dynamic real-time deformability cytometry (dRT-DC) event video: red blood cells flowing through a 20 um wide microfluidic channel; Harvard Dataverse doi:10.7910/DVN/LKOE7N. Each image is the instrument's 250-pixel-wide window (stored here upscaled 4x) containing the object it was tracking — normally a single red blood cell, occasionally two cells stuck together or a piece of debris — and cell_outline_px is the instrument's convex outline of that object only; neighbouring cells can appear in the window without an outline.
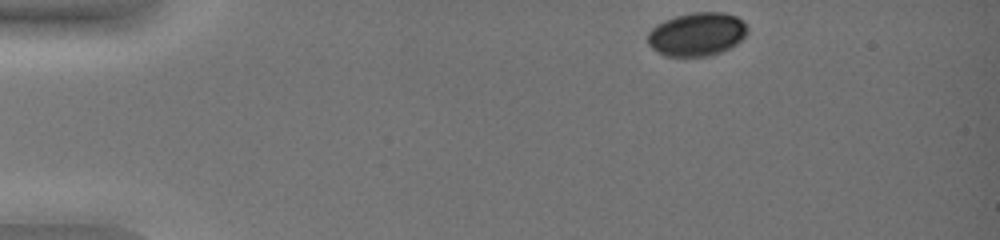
{"species": "common noctule bat (a hibernating species)", "species_latin": "Nyctalus noctula", "temperature_condition": "warm", "stored_images_in_passage": 43, "camera_frame_rate_fps": 3000, "um_per_image_px": 0.085, "animal": {"sex": "female", "body_mass_g": 19.0, "forearm_length_mm": 51.5}, "frame": {"image": 1, "passage_image": 1, "time_ms": 0.0, "image_size_px": [1000, 240], "cell_outline_px": [[748, 32], [736, 44], [720, 52], [708, 56], [664, 56], [656, 52], [648, 44], [648, 32], [656, 24], [664, 20], [676, 16], [692, 12], [724, 12], [736, 16], [744, 20], [748, 28]], "centroid_in_image_um": [59.23, 2.9], "position_along_channel_um": 25.8, "area_um2": 25.43}}
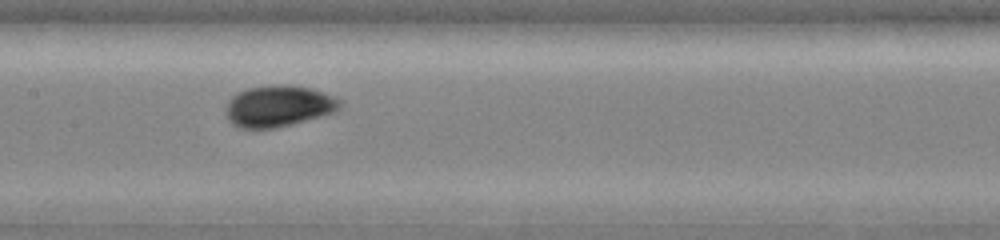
{"frame": {"image": 2, "passage_image": 21, "time_ms": 6.667, "image_size_px": [1000, 240], "cell_outline_px": [[344, 104], [336, 112], [292, 124], [276, 128], [240, 128], [232, 124], [228, 120], [224, 108], [228, 100], [236, 92], [248, 88], [272, 84], [280, 84], [312, 88], [336, 96]], "centroid_in_image_um": [23.68, 9.01], "position_along_channel_um": 183.7, "area_um2": 27.98}}
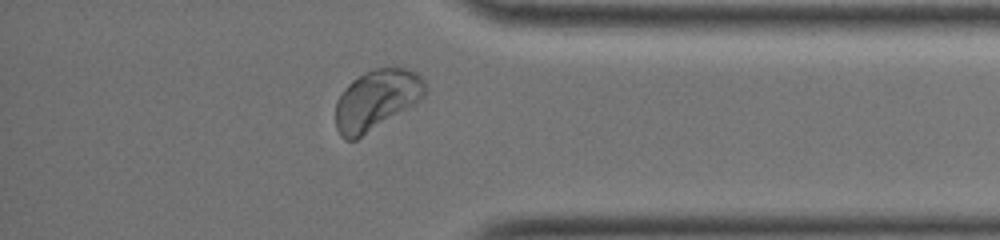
{"frame": {"image": 3, "passage_image": 39, "time_ms": 12.667, "image_size_px": [1000, 240], "cell_outline_px": [[428, 88], [424, 96], [416, 104], [356, 140], [344, 140], [340, 136], [336, 128], [336, 100], [344, 88], [352, 80], [364, 72], [376, 68], [408, 68], [416, 72], [424, 80]], "centroid_in_image_um": [32.01, 8.49], "position_along_channel_um": 403.2, "area_um2": 31.73}, "authors_computed_cell_mechanics": {"area_um2": 26.9926, "velocity_mm_per_s": 3.6969, "shape_relaxation_time_tau1_ms": 6.5168, "shape_relaxation_time_tau2_ms": null, "deformation_change_tau1": 0.2386, "deformation_change_tau2": null}}